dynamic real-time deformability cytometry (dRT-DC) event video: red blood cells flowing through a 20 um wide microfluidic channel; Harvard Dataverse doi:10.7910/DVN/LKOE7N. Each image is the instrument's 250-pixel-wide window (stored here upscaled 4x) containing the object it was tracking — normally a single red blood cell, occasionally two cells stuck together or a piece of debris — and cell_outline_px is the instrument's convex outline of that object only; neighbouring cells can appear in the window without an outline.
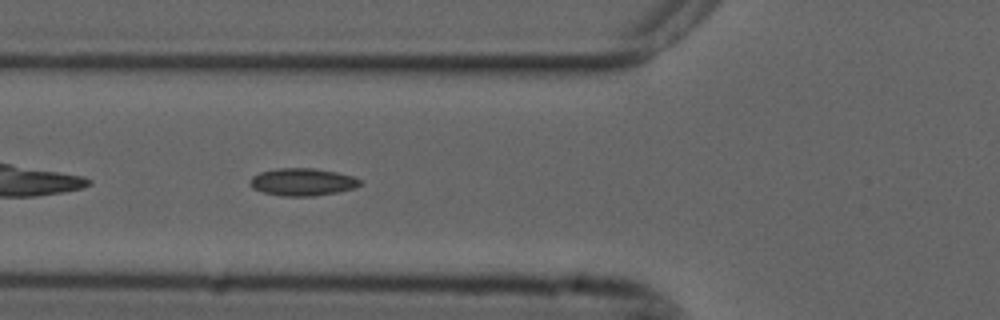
{"species": "common noctule bat (a hibernating species)", "species_latin": "Nyctalus noctula", "temperature_condition": "cold", "stored_images_in_passage": 36, "camera_frame_rate_fps": 3000, "um_per_image_px": 0.085, "animal": {"sex": "male", "forearm_length_mm": 52.5}, "frame": {"image": 1, "passage_image": 5, "time_ms": 1.333, "image_size_px": [1000, 320], "cell_outline_px": [[360, 184], [356, 188], [336, 192], [312, 196], [284, 196], [264, 192], [252, 188], [248, 184], [248, 180], [252, 176], [260, 172], [276, 168], [312, 168], [336, 172], [352, 176], [360, 180]], "centroid_in_image_um": [25.66, 15.46], "position_along_channel_um": 100.1, "area_um2": 17.57}}
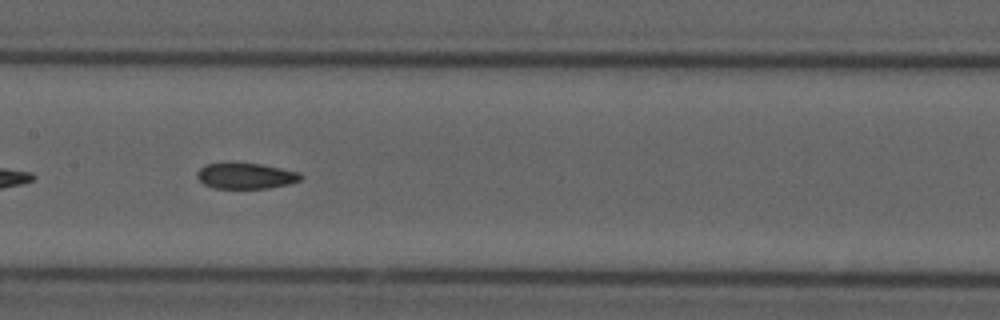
{"frame": {"image": 2, "passage_image": 12, "time_ms": 3.667, "image_size_px": [1000, 320], "cell_outline_px": [[304, 176], [300, 180], [288, 184], [268, 188], [212, 188], [204, 184], [196, 176], [196, 172], [200, 168], [208, 164], [228, 160], [260, 164], [300, 172]], "centroid_in_image_um": [20.85, 14.91], "position_along_channel_um": 186.5, "area_um2": 16.07}}
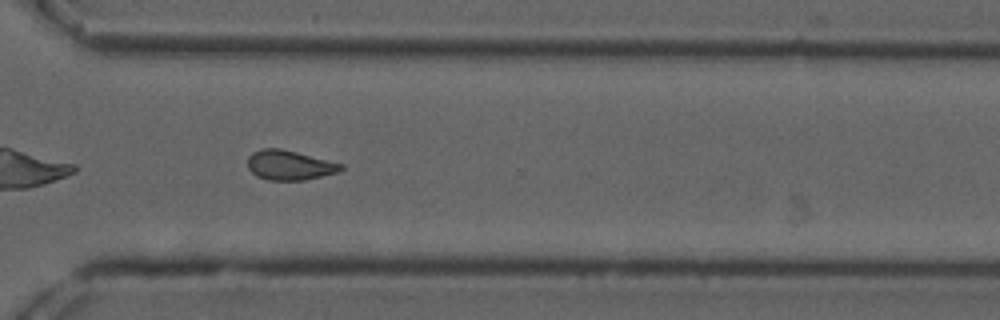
{"frame": {"image": 3, "passage_image": 25, "time_ms": 8.0, "image_size_px": [1000, 320], "cell_outline_px": [[344, 168], [336, 172], [304, 180], [268, 180], [256, 176], [248, 168], [248, 156], [252, 152], [260, 148], [280, 148], [344, 164]], "centroid_in_image_um": [24.57, 14.03], "position_along_channel_um": 346.0, "area_um2": 16.07}}